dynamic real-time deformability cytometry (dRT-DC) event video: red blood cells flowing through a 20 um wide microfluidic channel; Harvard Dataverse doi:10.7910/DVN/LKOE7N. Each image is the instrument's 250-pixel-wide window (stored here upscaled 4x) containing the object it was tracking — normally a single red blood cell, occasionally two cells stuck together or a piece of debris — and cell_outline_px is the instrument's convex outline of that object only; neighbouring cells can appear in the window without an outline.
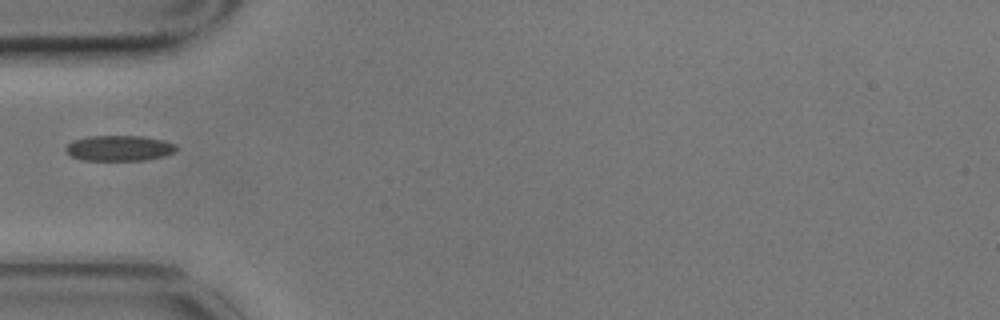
{"species": "common noctule bat (a hibernating species)", "species_latin": "Nyctalus noctula", "temperature_condition": "cold", "stored_images_in_passage": 2, "camera_frame_rate_fps": 3000, "um_per_image_px": 0.085, "animal": {"sex": "male", "body_mass_g": 17.9}, "frame": {"image": 1, "passage_image": 1, "time_ms": 0.0, "image_size_px": [1000, 320], "cell_outline_px": [[176, 152], [164, 156], [144, 160], [80, 160], [72, 156], [64, 148], [72, 140], [88, 136], [144, 136], [164, 140], [176, 144]], "centroid_in_image_um": [10.15, 12.59], "position_along_channel_um": 74.9, "area_um2": 16.53}}